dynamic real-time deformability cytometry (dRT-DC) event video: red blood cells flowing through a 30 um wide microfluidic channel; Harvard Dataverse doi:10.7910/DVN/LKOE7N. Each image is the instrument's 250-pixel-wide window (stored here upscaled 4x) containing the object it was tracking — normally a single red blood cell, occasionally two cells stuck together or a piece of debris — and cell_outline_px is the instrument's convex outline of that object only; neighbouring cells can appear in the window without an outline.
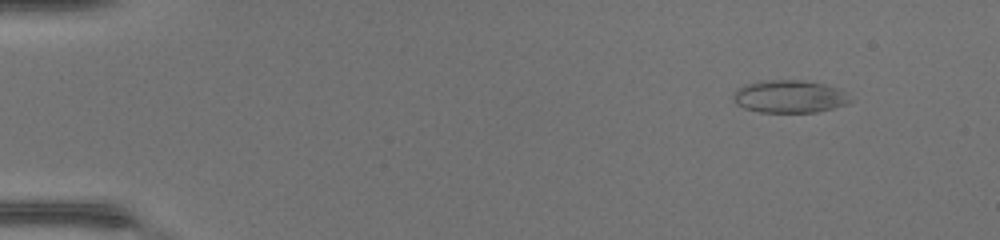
{"species": "common noctule bat (a hibernating species)", "species_latin": "Nyctalus noctula", "temperature_condition": "warm", "stored_images_in_passage": 43, "camera_frame_rate_fps": 3000, "um_per_image_px": 0.085, "animal": {"sex": "female", "body_mass_g": 17.0, "forearm_length_mm": 48.0}, "frame": {"image": 1, "passage_image": 1, "time_ms": 0.0, "image_size_px": [1000, 240], "cell_outline_px": [[852, 100], [848, 104], [816, 112], [760, 112], [744, 108], [736, 104], [732, 96], [736, 88], [744, 84], [760, 80], [804, 80], [824, 84], [840, 88], [848, 92]], "centroid_in_image_um": [67.11, 8.19], "position_along_channel_um": 17.9, "area_um2": 22.66}}
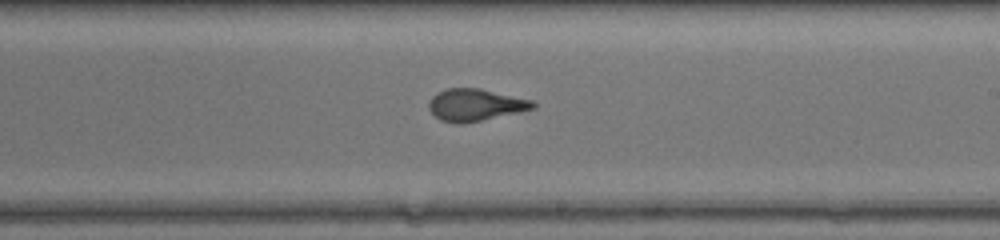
{"frame": {"image": 2, "passage_image": 25, "time_ms": 8.0, "image_size_px": [1000, 240], "cell_outline_px": [[536, 108], [520, 112], [460, 124], [456, 124], [440, 120], [428, 108], [428, 100], [436, 92], [448, 88], [480, 88], [532, 100], [536, 104]], "centroid_in_image_um": [40.38, 8.91], "position_along_channel_um": 248.6, "area_um2": 19.48}}
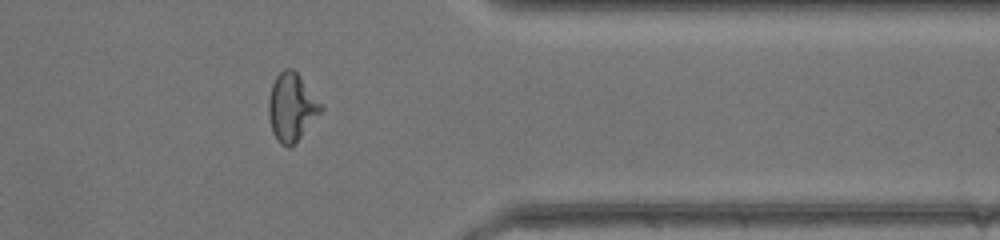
{"frame": {"image": 3, "passage_image": 35, "time_ms": 11.333, "image_size_px": [1000, 240], "cell_outline_px": [[324, 108], [296, 144], [292, 148], [288, 148], [280, 144], [272, 132], [268, 116], [268, 100], [272, 84], [276, 76], [284, 68], [292, 68], [300, 76], [324, 104]], "centroid_in_image_um": [24.8, 9.14], "position_along_channel_um": 386.6, "area_um2": 21.15}, "authors_computed_cell_mechanics": {"area_um2": 20.23, "velocity_mm_per_s": 4.4492, "shape_relaxation_time_tau1_ms": null, "shape_relaxation_time_tau2_ms": 1.077, "deformation_change_tau1": null, "deformation_change_tau2": 0.08}}